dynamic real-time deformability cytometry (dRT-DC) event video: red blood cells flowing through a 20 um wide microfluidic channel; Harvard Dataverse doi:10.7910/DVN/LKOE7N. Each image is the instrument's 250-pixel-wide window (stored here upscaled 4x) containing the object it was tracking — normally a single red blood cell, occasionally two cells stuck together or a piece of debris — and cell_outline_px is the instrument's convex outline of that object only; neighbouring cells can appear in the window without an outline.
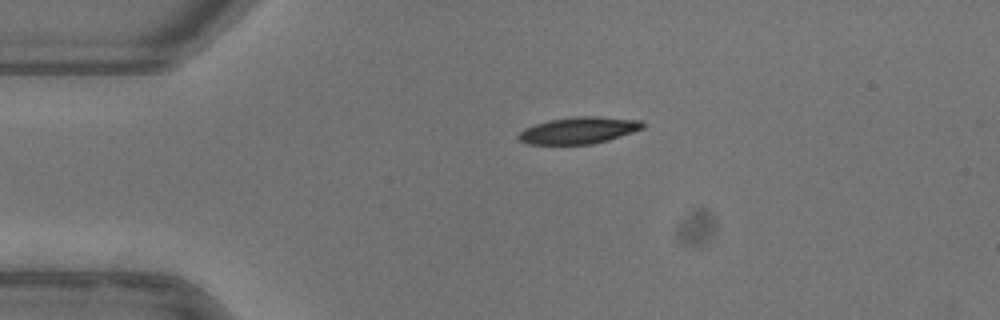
{"species": "common noctule bat (a hibernating species)", "species_latin": "Nyctalus noctula", "temperature_condition": "warm", "stored_images_in_passage": 42, "camera_frame_rate_fps": 3000, "um_per_image_px": 0.085, "animal": {"sex": "female"}, "frame": {"image": 1, "passage_image": 1, "time_ms": 0.0, "image_size_px": [1000, 320], "cell_outline_px": [[644, 128], [608, 140], [592, 144], [528, 144], [520, 140], [516, 136], [524, 128], [536, 124], [552, 120], [576, 116], [596, 116], [644, 120]], "centroid_in_image_um": [49.22, 11.08], "position_along_channel_um": 35.8, "area_um2": 19.25}}
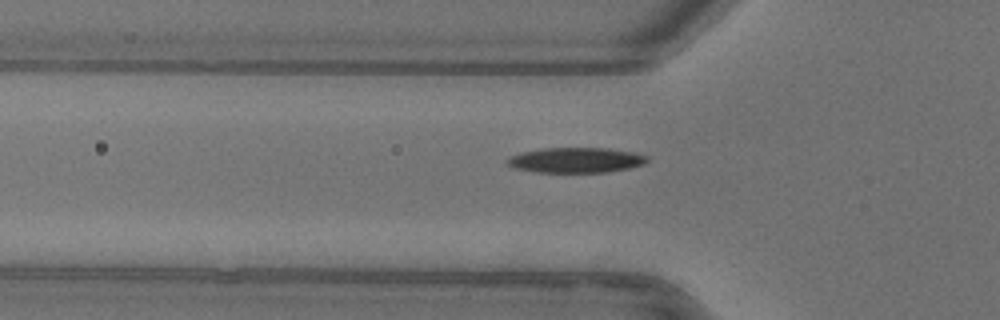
{"frame": {"image": 2, "passage_image": 7, "time_ms": 2.0, "image_size_px": [1000, 320], "cell_outline_px": [[648, 160], [644, 164], [628, 168], [608, 172], [536, 172], [516, 168], [508, 164], [504, 160], [520, 152], [540, 148], [608, 148], [632, 152], [648, 156]], "centroid_in_image_um": [48.94, 13.6], "position_along_channel_um": 76.9, "area_um2": 20.52}}
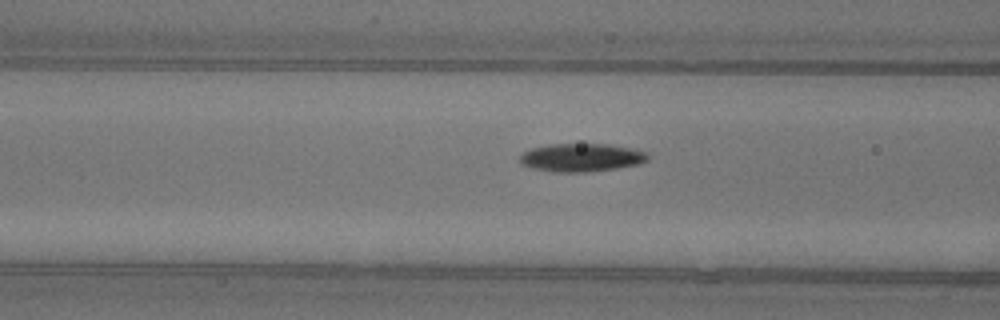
{"frame": {"image": 3, "passage_image": 10, "time_ms": 3.0, "image_size_px": [1000, 320], "cell_outline_px": [[648, 160], [640, 164], [616, 168], [584, 172], [552, 172], [520, 164], [520, 152], [532, 148], [548, 144], [608, 144], [632, 148], [644, 152], [648, 156]], "centroid_in_image_um": [49.39, 13.38], "position_along_channel_um": 117.2, "area_um2": 20.98}, "authors_computed_cell_mechanics": {"area_um2": 20.0855, "velocity_mm_per_s": 3.9501, "shape_relaxation_time_tau1_ms": 3.1399, "shape_relaxation_time_tau2_ms": 3.8005, "deformation_change_tau1": 0.1455, "deformation_change_tau2": 0.0917}}